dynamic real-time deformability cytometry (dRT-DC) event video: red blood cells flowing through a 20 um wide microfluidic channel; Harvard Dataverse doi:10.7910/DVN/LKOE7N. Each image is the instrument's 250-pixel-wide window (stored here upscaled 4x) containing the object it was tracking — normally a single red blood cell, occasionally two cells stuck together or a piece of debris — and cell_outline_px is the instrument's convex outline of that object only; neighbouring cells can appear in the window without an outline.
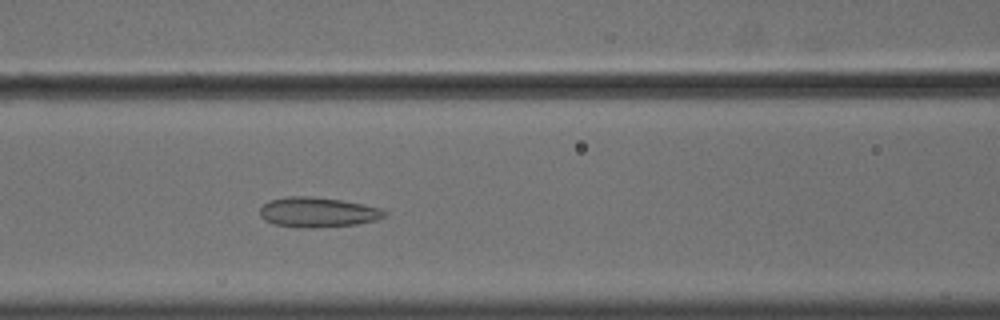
{"species": "common noctule bat (a hibernating species)", "species_latin": "Nyctalus noctula", "temperature_condition": "cold", "stored_images_in_passage": 54, "camera_frame_rate_fps": 3000, "um_per_image_px": 0.085, "animal": {"sex": "male", "body_mass_g": 18.8}, "frame": {"image": 1, "passage_image": 23, "time_ms": 7.333, "image_size_px": [1000, 320], "cell_outline_px": [[388, 216], [376, 220], [356, 224], [312, 228], [296, 228], [276, 224], [264, 220], [260, 216], [260, 208], [268, 200], [288, 196], [308, 196], [340, 200], [364, 204], [380, 208], [388, 212]], "centroid_in_image_um": [27.01, 18.04], "position_along_channel_um": 139.6, "area_um2": 21.91}}
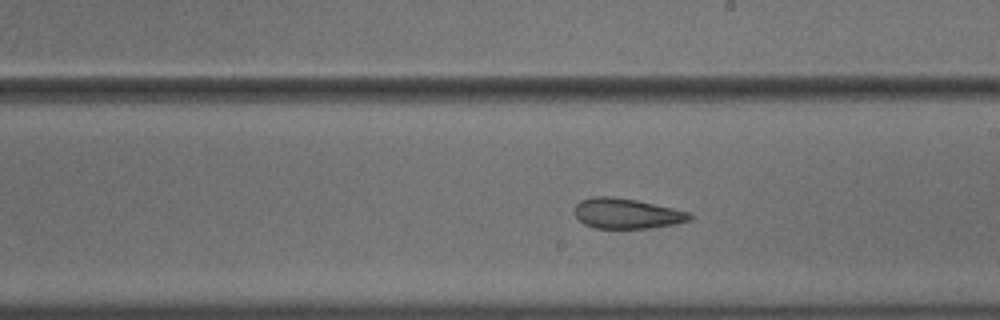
{"frame": {"image": 2, "passage_image": 31, "time_ms": 10.0, "image_size_px": [1000, 320], "cell_outline_px": [[692, 220], [676, 224], [648, 228], [596, 228], [584, 224], [576, 216], [576, 204], [580, 200], [592, 196], [608, 196], [636, 200], [692, 212]], "centroid_in_image_um": [53.31, 18.15], "position_along_channel_um": 235.7, "area_um2": 20.29}}
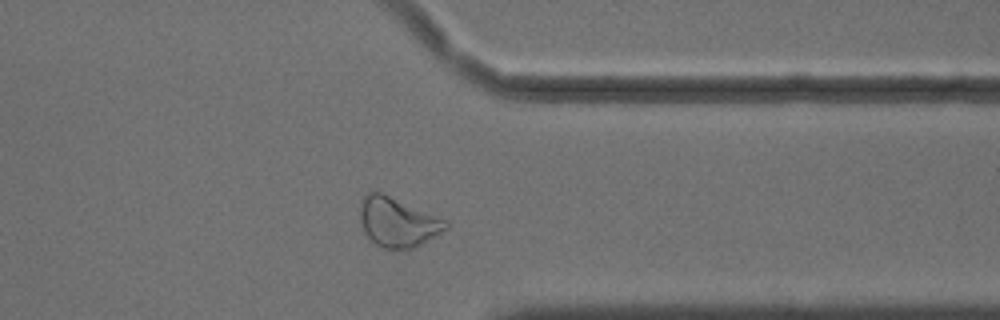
{"frame": {"image": 3, "passage_image": 43, "time_ms": 14.0, "image_size_px": [1000, 320], "cell_outline_px": [[448, 228], [420, 244], [412, 248], [384, 248], [376, 244], [364, 232], [360, 224], [360, 200], [368, 192], [380, 192], [448, 220]], "centroid_in_image_um": [33.78, 18.86], "position_along_channel_um": 377.6, "area_um2": 24.39}, "authors_computed_cell_mechanics": {"area_um2": 25.0563, "velocity_mm_per_s": 3.6053, "shape_relaxation_time_tau1_ms": null, "shape_relaxation_time_tau2_ms": 2.1688, "deformation_change_tau1": null, "deformation_change_tau2": 0.1042}}